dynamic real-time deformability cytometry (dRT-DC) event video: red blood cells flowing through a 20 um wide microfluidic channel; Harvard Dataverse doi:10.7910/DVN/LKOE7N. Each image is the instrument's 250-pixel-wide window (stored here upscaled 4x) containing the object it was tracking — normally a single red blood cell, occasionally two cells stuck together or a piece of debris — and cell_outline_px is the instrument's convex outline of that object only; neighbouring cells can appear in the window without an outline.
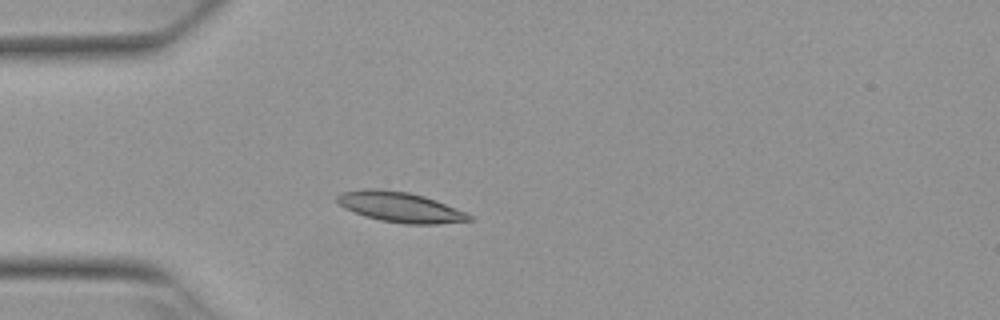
{"species": "Egyptian fruit bat (a non-hibernating species)", "species_latin": "Rousettus aegyptiacus", "temperature_condition": "warm", "stored_images_in_passage": 4, "camera_frame_rate_fps": 3000, "um_per_image_px": 0.085, "animal": {"sex": "female"}, "frame": {"image": 1, "passage_image": 3, "time_ms": 0.667, "image_size_px": [1000, 320], "cell_outline_px": [[472, 220], [436, 224], [404, 224], [380, 220], [364, 216], [344, 208], [336, 200], [336, 196], [340, 192], [364, 188], [380, 188], [408, 192], [424, 196], [436, 200], [464, 212], [472, 216]], "centroid_in_image_um": [33.95, 17.59], "position_along_channel_um": 51.0, "area_um2": 23.29}}